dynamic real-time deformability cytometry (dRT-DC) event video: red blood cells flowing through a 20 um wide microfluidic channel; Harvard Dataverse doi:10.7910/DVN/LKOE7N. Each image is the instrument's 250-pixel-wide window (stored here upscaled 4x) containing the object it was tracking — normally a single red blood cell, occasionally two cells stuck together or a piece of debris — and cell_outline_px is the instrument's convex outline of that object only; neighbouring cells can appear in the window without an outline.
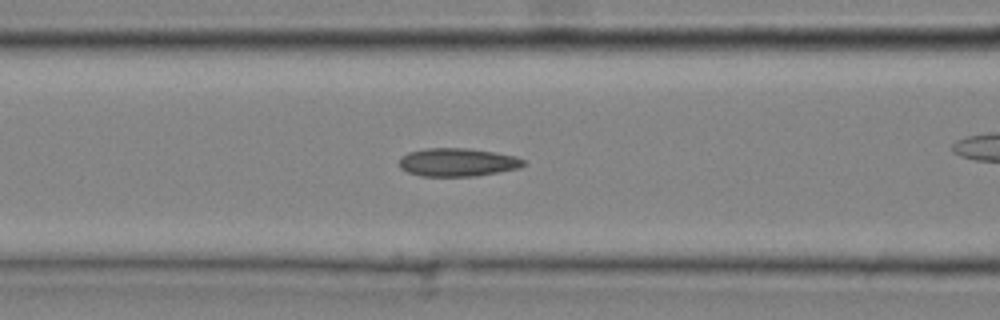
{"species": "common noctule bat (a hibernating species)", "species_latin": "Nyctalus noctula", "temperature_condition": "cold", "stored_images_in_passage": 33, "camera_frame_rate_fps": 3000, "um_per_image_px": 0.085, "animal": {"sex": "male", "body_mass_g": 20.4}, "frame": {"image": 1, "passage_image": 16, "time_ms": 5.0, "image_size_px": [1000, 320], "cell_outline_px": [[524, 164], [520, 168], [476, 176], [420, 176], [408, 172], [400, 168], [400, 156], [408, 152], [424, 148], [468, 148], [516, 156], [524, 160]], "centroid_in_image_um": [38.86, 13.79], "position_along_channel_um": 127.7, "area_um2": 20.46}}
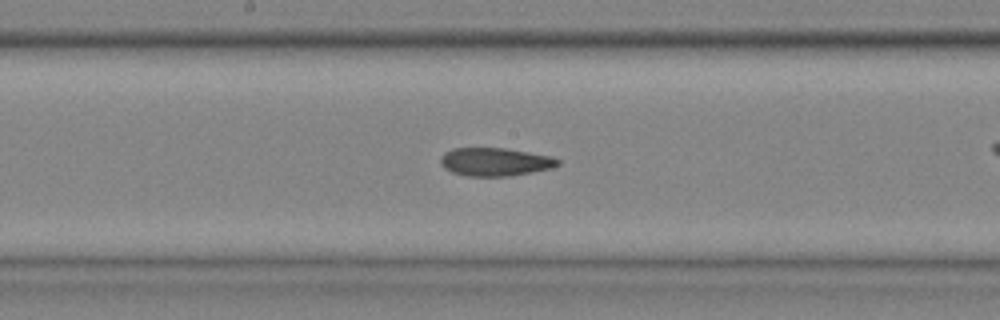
{"frame": {"image": 2, "passage_image": 21, "time_ms": 6.667, "image_size_px": [1000, 320], "cell_outline_px": [[560, 164], [552, 168], [512, 176], [468, 176], [452, 172], [444, 168], [440, 164], [440, 160], [444, 152], [452, 148], [504, 148], [552, 156], [560, 160]], "centroid_in_image_um": [42.08, 13.76], "position_along_channel_um": 206.1, "area_um2": 19.36}}
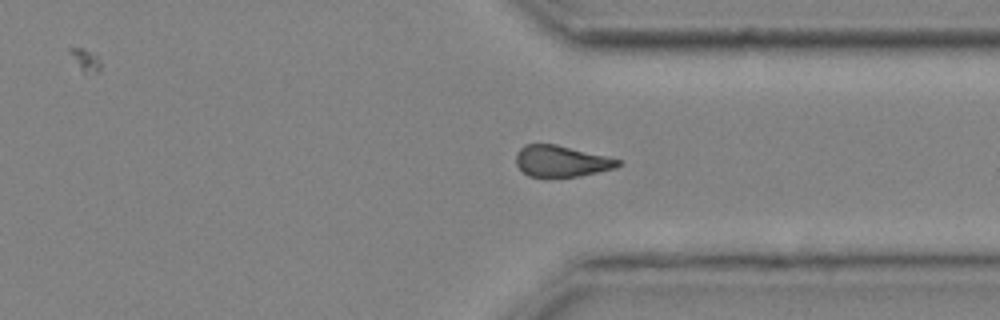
{"frame": {"image": 3, "passage_image": 31, "time_ms": 10.0, "image_size_px": [1000, 320], "cell_outline_px": [[624, 160], [616, 168], [580, 176], [548, 180], [528, 176], [516, 164], [516, 152], [524, 144], [556, 144], [608, 156]], "centroid_in_image_um": [47.71, 13.73], "position_along_channel_um": 363.7, "area_um2": 19.36}}